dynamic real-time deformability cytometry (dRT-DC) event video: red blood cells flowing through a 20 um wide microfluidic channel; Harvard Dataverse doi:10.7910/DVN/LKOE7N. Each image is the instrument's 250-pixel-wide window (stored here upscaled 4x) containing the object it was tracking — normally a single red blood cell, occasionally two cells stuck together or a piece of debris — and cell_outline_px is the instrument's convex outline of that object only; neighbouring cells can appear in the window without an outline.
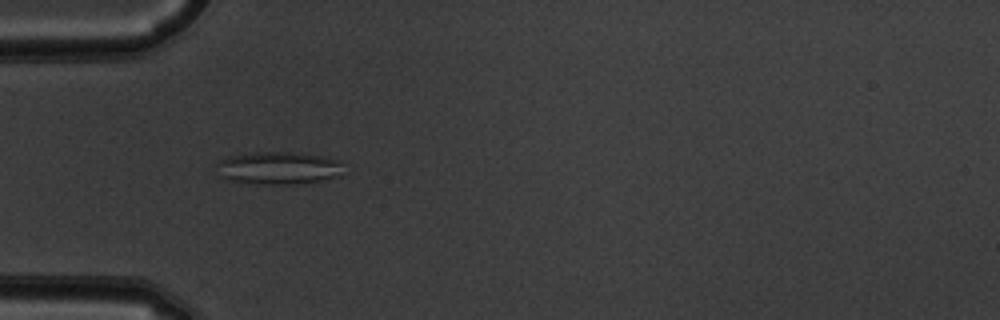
{"species": "common noctule bat (a hibernating species)", "species_latin": "Nyctalus noctula", "temperature_condition": "warm", "stored_images_in_passage": 41, "camera_frame_rate_fps": 3000, "um_per_image_px": 0.085, "animal": {"sex": "male", "body_mass_g": 19.5, "forearm_length_mm": 54.6}, "frame": {"image": 1, "passage_image": 5, "time_ms": 1.333, "image_size_px": [1000, 320], "cell_outline_px": [[340, 176], [320, 180], [296, 184], [256, 184], [224, 180], [220, 176], [216, 164], [220, 160], [228, 156], [252, 152], [308, 152], [340, 160]], "centroid_in_image_um": [23.63, 14.27], "position_along_channel_um": 61.4, "area_um2": 24.51}}
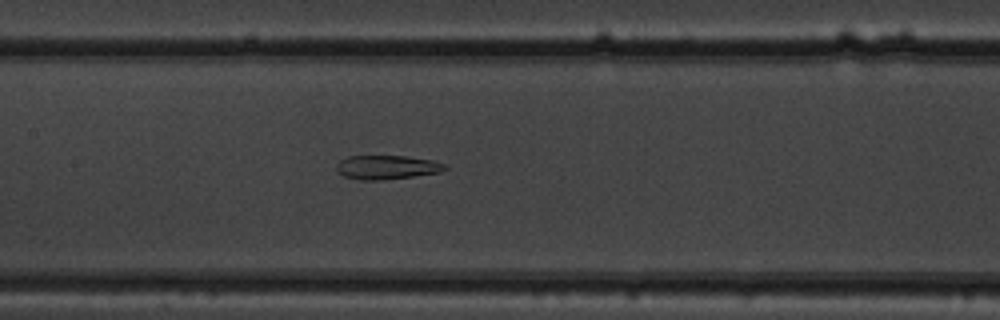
{"frame": {"image": 2, "passage_image": 14, "time_ms": 4.333, "image_size_px": [1000, 320], "cell_outline_px": [[448, 168], [440, 172], [412, 176], [380, 180], [360, 180], [344, 176], [336, 172], [336, 164], [340, 160], [348, 156], [404, 156], [432, 160], [444, 164]], "centroid_in_image_um": [32.83, 14.21], "position_along_channel_um": 174.6, "area_um2": 15.09}}
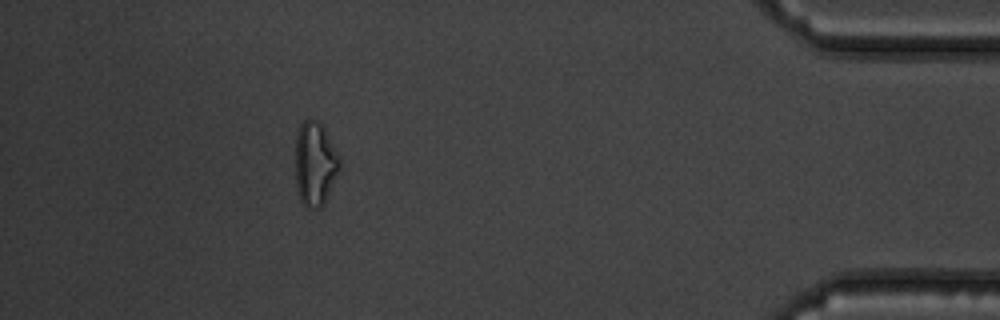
{"frame": {"image": 3, "passage_image": 36, "time_ms": 11.667, "image_size_px": [1000, 320], "cell_outline_px": [[340, 172], [324, 204], [320, 208], [308, 208], [300, 200], [296, 188], [296, 132], [300, 124], [304, 120], [316, 120], [324, 128], [340, 156]], "centroid_in_image_um": [26.79, 13.94], "position_along_channel_um": 408.4, "area_um2": 21.91}, "authors_computed_cell_mechanics": {"area_um2": 18.0914, "velocity_mm_per_s": 3.8625, "shape_relaxation_time_tau1_ms": null, "shape_relaxation_time_tau2_ms": 3.9281, "deformation_change_tau1": null, "deformation_change_tau2": 0.1504}}